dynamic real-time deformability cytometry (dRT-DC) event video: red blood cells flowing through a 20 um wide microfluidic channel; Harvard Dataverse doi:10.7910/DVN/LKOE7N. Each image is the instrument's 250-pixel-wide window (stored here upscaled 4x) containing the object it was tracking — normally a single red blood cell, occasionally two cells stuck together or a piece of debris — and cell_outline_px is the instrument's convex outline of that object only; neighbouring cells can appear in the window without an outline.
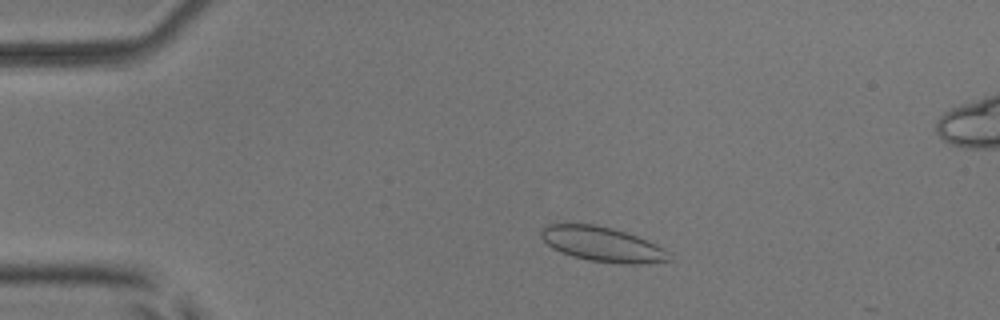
{"species": "common noctule bat (a hibernating species)", "species_latin": "Nyctalus noctula", "temperature_condition": "room temperature", "stored_images_in_passage": 4, "camera_frame_rate_fps": 3000, "um_per_image_px": 0.085, "animal": {"sex": "male", "body_mass_g": 17.9, "forearm_length_mm": 54.2}, "frame": {"image": 1, "passage_image": 2, "time_ms": 2.0, "image_size_px": [1000, 320], "cell_outline_px": [[672, 260], [640, 264], [616, 264], [588, 260], [572, 256], [552, 248], [540, 236], [540, 232], [548, 224], [596, 224], [612, 228], [648, 240], [656, 244]], "centroid_in_image_um": [51.16, 20.76], "position_along_channel_um": 33.8, "area_um2": 25.61}}